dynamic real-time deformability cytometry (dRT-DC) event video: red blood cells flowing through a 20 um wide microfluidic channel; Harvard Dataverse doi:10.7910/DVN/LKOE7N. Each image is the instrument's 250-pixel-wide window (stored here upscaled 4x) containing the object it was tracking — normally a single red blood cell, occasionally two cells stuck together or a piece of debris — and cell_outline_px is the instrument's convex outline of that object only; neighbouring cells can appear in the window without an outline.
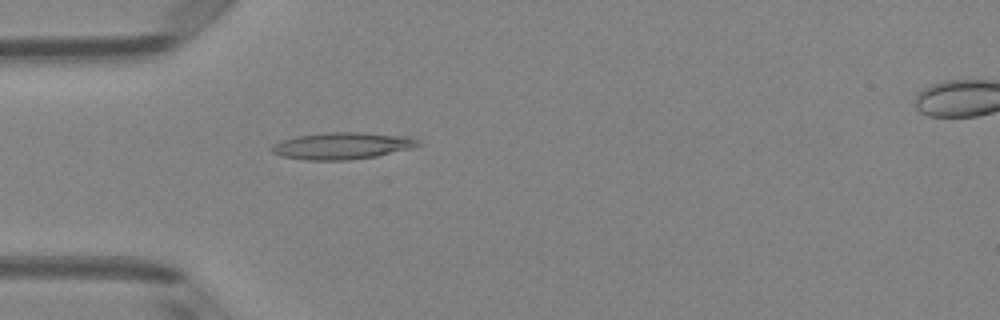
{"species": "Egyptian fruit bat (a non-hibernating species)", "species_latin": "Rousettus aegyptiacus", "temperature_condition": "room temperature", "stored_images_in_passage": 5, "camera_frame_rate_fps": 3000, "um_per_image_px": 0.085, "animal": {"sex": "female"}, "frame": {"image": 1, "passage_image": 4, "time_ms": 1.0, "image_size_px": [1000, 320], "cell_outline_px": [[424, 144], [412, 148], [376, 156], [348, 160], [304, 160], [280, 156], [272, 152], [268, 148], [272, 144], [280, 140], [296, 136], [324, 132], [360, 132], [412, 136]], "centroid_in_image_um": [29.07, 12.38], "position_along_channel_um": 55.9, "area_um2": 23.35}}